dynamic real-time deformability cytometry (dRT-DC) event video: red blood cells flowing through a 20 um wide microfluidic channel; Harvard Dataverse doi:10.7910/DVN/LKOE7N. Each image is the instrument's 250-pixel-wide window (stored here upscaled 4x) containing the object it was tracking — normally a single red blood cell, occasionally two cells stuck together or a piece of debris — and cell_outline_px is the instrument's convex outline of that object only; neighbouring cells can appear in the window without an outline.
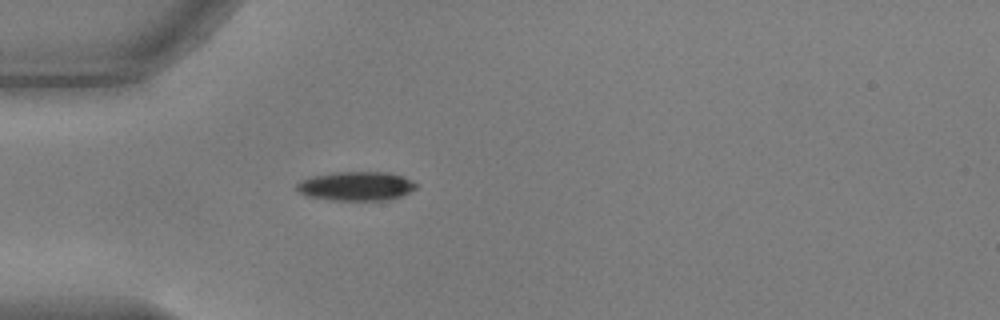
{"species": "common noctule bat (a hibernating species)", "species_latin": "Nyctalus noctula", "temperature_condition": "warm", "stored_images_in_passage": 40, "camera_frame_rate_fps": 3000, "um_per_image_px": 0.085, "animal": {"sex": "male", "body_mass_g": 17.9, "forearm_length_mm": 54.2}, "frame": {"image": 1, "passage_image": 1, "time_ms": 0.0, "image_size_px": [1000, 320], "cell_outline_px": [[420, 184], [416, 188], [392, 200], [328, 200], [308, 196], [300, 192], [296, 188], [296, 184], [300, 180], [312, 176], [336, 172], [388, 172], [404, 176]], "centroid_in_image_um": [30.3, 15.82], "position_along_channel_um": 54.7, "area_um2": 20.4}}
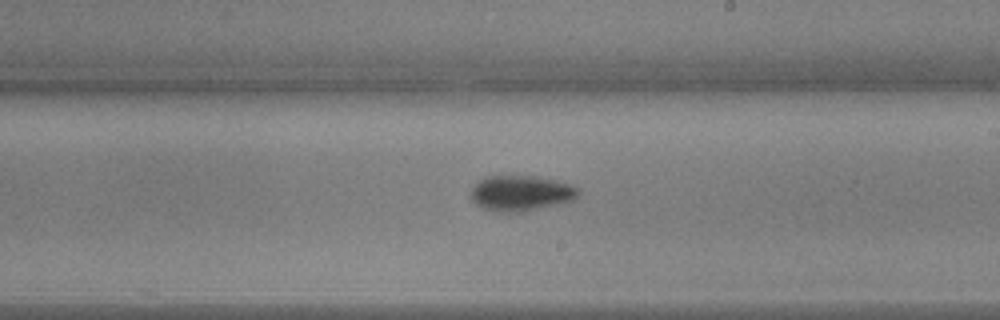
{"frame": {"image": 2, "passage_image": 17, "time_ms": 5.333, "image_size_px": [1000, 320], "cell_outline_px": [[580, 192], [572, 200], [556, 204], [520, 212], [496, 212], [484, 208], [476, 204], [468, 196], [468, 192], [480, 180], [488, 176], [536, 176], [556, 180], [580, 188]], "centroid_in_image_um": [44.23, 16.41], "position_along_channel_um": 244.8, "area_um2": 22.14}}
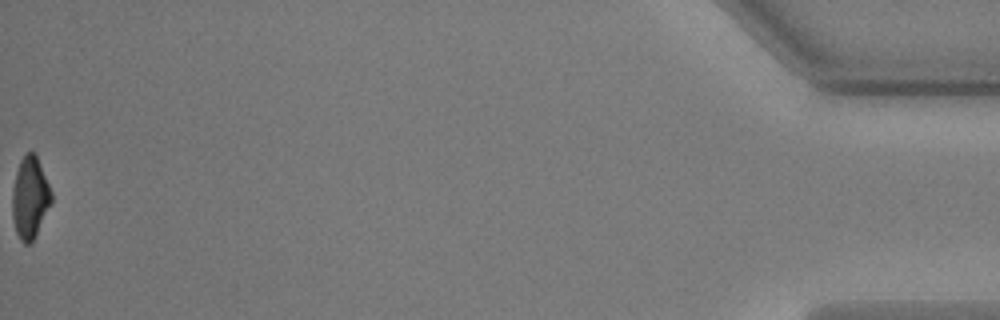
{"frame": {"image": 3, "passage_image": 40, "time_ms": 13.0, "image_size_px": [1000, 320], "cell_outline_px": [[52, 200], [36, 236], [28, 244], [24, 244], [20, 240], [16, 232], [12, 220], [12, 192], [16, 172], [20, 160], [28, 152], [36, 152], [52, 192]], "centroid_in_image_um": [2.54, 16.8], "position_along_channel_um": 432.7, "area_um2": 18.73}, "authors_computed_cell_mechanics": {"area_um2": 20.5768, "velocity_mm_per_s": 3.7032, "shape_relaxation_time_tau1_ms": 4.0255, "shape_relaxation_time_tau2_ms": 8.9547, "deformation_change_tau1": 0.1671, "deformation_change_tau2": 0.1498}}